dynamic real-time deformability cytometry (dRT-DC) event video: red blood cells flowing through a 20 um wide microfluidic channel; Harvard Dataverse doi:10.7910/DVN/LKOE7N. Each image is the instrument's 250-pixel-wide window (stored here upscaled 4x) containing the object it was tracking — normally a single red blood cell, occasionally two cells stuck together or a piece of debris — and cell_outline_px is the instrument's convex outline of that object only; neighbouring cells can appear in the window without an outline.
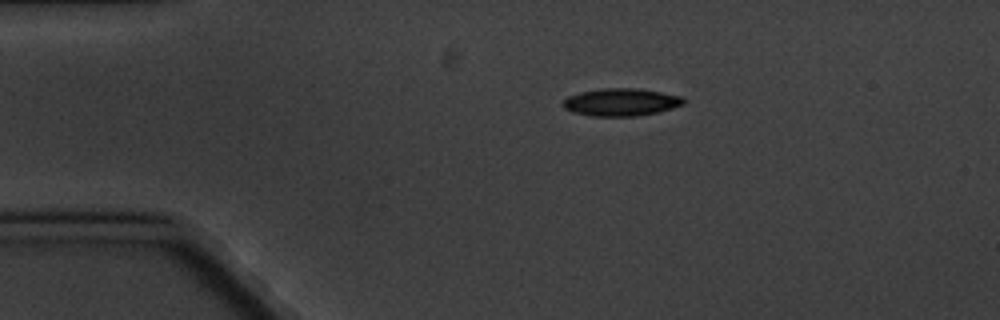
{"species": "common noctule bat (a hibernating species)", "species_latin": "Nyctalus noctula", "temperature_condition": "cold", "stored_images_in_passage": 2, "camera_frame_rate_fps": 3000, "um_per_image_px": 0.085, "animal": {"sex": "male", "body_mass_g": 20.1, "forearm_length_mm": 53.5}, "frame": {"image": 1, "passage_image": 1, "time_ms": 0.0, "image_size_px": [1000, 320], "cell_outline_px": [[688, 100], [684, 104], [672, 108], [656, 112], [636, 116], [588, 116], [572, 112], [564, 108], [560, 104], [560, 100], [568, 96], [580, 92], [600, 88], [636, 88], [660, 92], [680, 96]], "centroid_in_image_um": [52.72, 8.68], "position_along_channel_um": 32.3, "area_um2": 19.59}}